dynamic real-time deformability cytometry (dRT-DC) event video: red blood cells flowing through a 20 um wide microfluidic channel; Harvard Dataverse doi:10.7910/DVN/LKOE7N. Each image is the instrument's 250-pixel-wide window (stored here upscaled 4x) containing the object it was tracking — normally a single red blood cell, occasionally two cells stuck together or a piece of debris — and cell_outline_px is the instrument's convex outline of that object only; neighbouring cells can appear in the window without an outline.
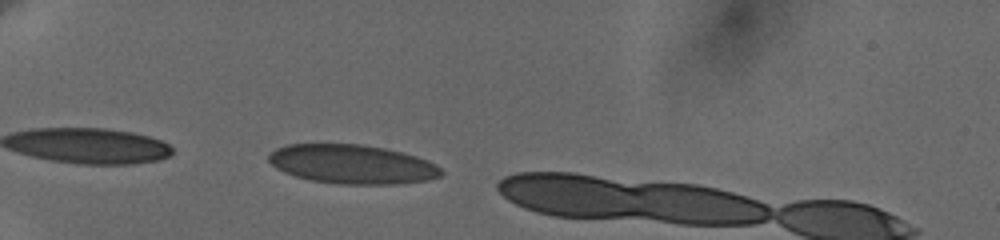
{"species": "human", "species_latin": "Homo sapiens", "temperature_condition": "cold", "stored_images_in_passage": 29, "camera_frame_rate_fps": 3000, "um_per_image_px": 0.085, "donor": {"sex": "female"}, "frame": {"image": 1, "passage_image": 2, "time_ms": 0.333, "image_size_px": [1000, 240], "cell_outline_px": [[444, 172], [440, 176], [428, 180], [396, 184], [340, 184], [312, 180], [296, 176], [284, 172], [276, 168], [268, 160], [268, 156], [276, 148], [288, 144], [360, 144], [384, 148], [416, 156], [428, 160], [440, 168]], "centroid_in_image_um": [29.94, 13.96], "position_along_channel_um": 55.1, "area_um2": 39.13}}
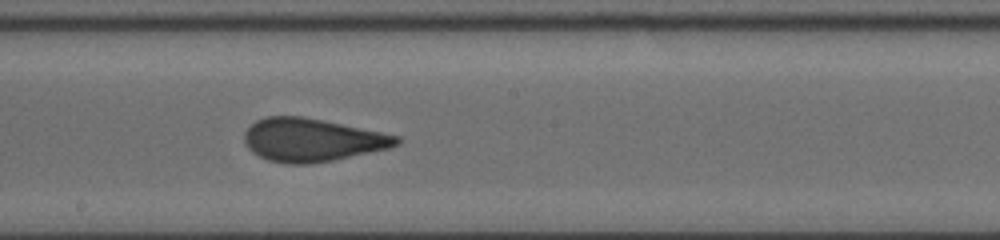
{"frame": {"image": 2, "passage_image": 17, "time_ms": 5.667, "image_size_px": [1000, 240], "cell_outline_px": [[400, 144], [388, 148], [332, 160], [312, 164], [284, 164], [268, 160], [252, 152], [248, 148], [244, 140], [244, 132], [256, 120], [268, 116], [300, 116], [400, 136]], "centroid_in_image_um": [26.48, 11.91], "position_along_channel_um": 221.7, "area_um2": 37.8}}
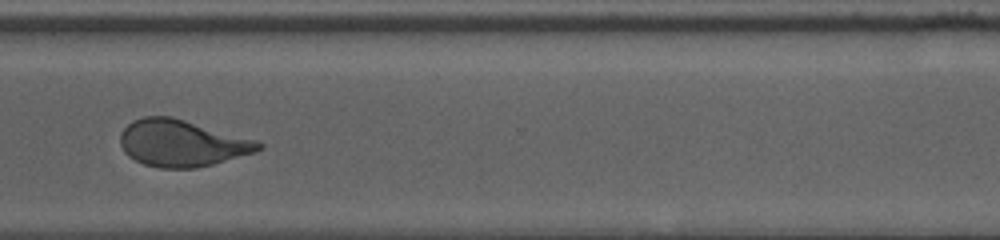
{"frame": {"image": 3, "passage_image": 27, "time_ms": 9.333, "image_size_px": [1000, 240], "cell_outline_px": [[264, 148], [256, 152], [212, 164], [196, 168], [160, 168], [144, 164], [128, 156], [124, 152], [120, 144], [120, 132], [132, 120], [144, 116], [172, 116], [256, 140], [264, 144]], "centroid_in_image_um": [15.44, 12.16], "position_along_channel_um": 355.2, "area_um2": 37.69}}